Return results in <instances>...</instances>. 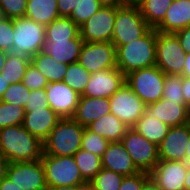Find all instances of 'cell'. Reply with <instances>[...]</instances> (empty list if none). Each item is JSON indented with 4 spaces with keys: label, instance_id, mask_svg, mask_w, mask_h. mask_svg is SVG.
<instances>
[{
    "label": "cell",
    "instance_id": "6da1fadb",
    "mask_svg": "<svg viewBox=\"0 0 190 190\" xmlns=\"http://www.w3.org/2000/svg\"><path fill=\"white\" fill-rule=\"evenodd\" d=\"M0 152L9 163L41 160L43 142L30 134L22 125L0 129Z\"/></svg>",
    "mask_w": 190,
    "mask_h": 190
},
{
    "label": "cell",
    "instance_id": "7a4b0ae2",
    "mask_svg": "<svg viewBox=\"0 0 190 190\" xmlns=\"http://www.w3.org/2000/svg\"><path fill=\"white\" fill-rule=\"evenodd\" d=\"M156 36L157 31L150 28L141 38L116 47L117 68L125 76L156 65Z\"/></svg>",
    "mask_w": 190,
    "mask_h": 190
},
{
    "label": "cell",
    "instance_id": "3957f363",
    "mask_svg": "<svg viewBox=\"0 0 190 190\" xmlns=\"http://www.w3.org/2000/svg\"><path fill=\"white\" fill-rule=\"evenodd\" d=\"M85 127L73 118H61L43 142V153L73 156L80 148Z\"/></svg>",
    "mask_w": 190,
    "mask_h": 190
},
{
    "label": "cell",
    "instance_id": "277c9868",
    "mask_svg": "<svg viewBox=\"0 0 190 190\" xmlns=\"http://www.w3.org/2000/svg\"><path fill=\"white\" fill-rule=\"evenodd\" d=\"M150 28L138 6H117L111 42L115 47L131 43L141 38Z\"/></svg>",
    "mask_w": 190,
    "mask_h": 190
},
{
    "label": "cell",
    "instance_id": "5b68a950",
    "mask_svg": "<svg viewBox=\"0 0 190 190\" xmlns=\"http://www.w3.org/2000/svg\"><path fill=\"white\" fill-rule=\"evenodd\" d=\"M47 187L80 186L88 182L82 177L73 156L42 154Z\"/></svg>",
    "mask_w": 190,
    "mask_h": 190
},
{
    "label": "cell",
    "instance_id": "8992f818",
    "mask_svg": "<svg viewBox=\"0 0 190 190\" xmlns=\"http://www.w3.org/2000/svg\"><path fill=\"white\" fill-rule=\"evenodd\" d=\"M125 82L148 105L162 98L165 73L155 65L130 72L125 76Z\"/></svg>",
    "mask_w": 190,
    "mask_h": 190
},
{
    "label": "cell",
    "instance_id": "52a82bcc",
    "mask_svg": "<svg viewBox=\"0 0 190 190\" xmlns=\"http://www.w3.org/2000/svg\"><path fill=\"white\" fill-rule=\"evenodd\" d=\"M186 52L174 33L157 31L156 66L165 74L182 75Z\"/></svg>",
    "mask_w": 190,
    "mask_h": 190
},
{
    "label": "cell",
    "instance_id": "ba28073f",
    "mask_svg": "<svg viewBox=\"0 0 190 190\" xmlns=\"http://www.w3.org/2000/svg\"><path fill=\"white\" fill-rule=\"evenodd\" d=\"M45 26L27 17L14 19V54L32 57L41 51L45 40Z\"/></svg>",
    "mask_w": 190,
    "mask_h": 190
},
{
    "label": "cell",
    "instance_id": "9c48e42d",
    "mask_svg": "<svg viewBox=\"0 0 190 190\" xmlns=\"http://www.w3.org/2000/svg\"><path fill=\"white\" fill-rule=\"evenodd\" d=\"M121 142L140 171L150 173L154 169L159 161L156 144L150 142L132 128L127 130Z\"/></svg>",
    "mask_w": 190,
    "mask_h": 190
},
{
    "label": "cell",
    "instance_id": "30bf717a",
    "mask_svg": "<svg viewBox=\"0 0 190 190\" xmlns=\"http://www.w3.org/2000/svg\"><path fill=\"white\" fill-rule=\"evenodd\" d=\"M109 100L111 113L129 128H132L145 113L146 104L132 91L126 82Z\"/></svg>",
    "mask_w": 190,
    "mask_h": 190
},
{
    "label": "cell",
    "instance_id": "8fae6325",
    "mask_svg": "<svg viewBox=\"0 0 190 190\" xmlns=\"http://www.w3.org/2000/svg\"><path fill=\"white\" fill-rule=\"evenodd\" d=\"M78 63L91 74L117 68L116 47L112 42H84Z\"/></svg>",
    "mask_w": 190,
    "mask_h": 190
},
{
    "label": "cell",
    "instance_id": "7c38bea8",
    "mask_svg": "<svg viewBox=\"0 0 190 190\" xmlns=\"http://www.w3.org/2000/svg\"><path fill=\"white\" fill-rule=\"evenodd\" d=\"M117 6L104 5L84 25L80 35L84 42H111Z\"/></svg>",
    "mask_w": 190,
    "mask_h": 190
},
{
    "label": "cell",
    "instance_id": "4fadbf2b",
    "mask_svg": "<svg viewBox=\"0 0 190 190\" xmlns=\"http://www.w3.org/2000/svg\"><path fill=\"white\" fill-rule=\"evenodd\" d=\"M6 176L23 190H46L45 169L41 160L9 163Z\"/></svg>",
    "mask_w": 190,
    "mask_h": 190
},
{
    "label": "cell",
    "instance_id": "5bb4252c",
    "mask_svg": "<svg viewBox=\"0 0 190 190\" xmlns=\"http://www.w3.org/2000/svg\"><path fill=\"white\" fill-rule=\"evenodd\" d=\"M125 82V75L118 69H103L92 73L82 96L110 98Z\"/></svg>",
    "mask_w": 190,
    "mask_h": 190
},
{
    "label": "cell",
    "instance_id": "9a60e30c",
    "mask_svg": "<svg viewBox=\"0 0 190 190\" xmlns=\"http://www.w3.org/2000/svg\"><path fill=\"white\" fill-rule=\"evenodd\" d=\"M50 108L61 118H72L76 111L80 95L63 81L49 83L45 88Z\"/></svg>",
    "mask_w": 190,
    "mask_h": 190
},
{
    "label": "cell",
    "instance_id": "2e32d148",
    "mask_svg": "<svg viewBox=\"0 0 190 190\" xmlns=\"http://www.w3.org/2000/svg\"><path fill=\"white\" fill-rule=\"evenodd\" d=\"M187 168L184 161L159 160L149 174L162 190H185Z\"/></svg>",
    "mask_w": 190,
    "mask_h": 190
},
{
    "label": "cell",
    "instance_id": "e0dca14e",
    "mask_svg": "<svg viewBox=\"0 0 190 190\" xmlns=\"http://www.w3.org/2000/svg\"><path fill=\"white\" fill-rule=\"evenodd\" d=\"M190 137V122L169 128L167 135L158 145L159 160L184 161Z\"/></svg>",
    "mask_w": 190,
    "mask_h": 190
},
{
    "label": "cell",
    "instance_id": "ac0fdd59",
    "mask_svg": "<svg viewBox=\"0 0 190 190\" xmlns=\"http://www.w3.org/2000/svg\"><path fill=\"white\" fill-rule=\"evenodd\" d=\"M145 112L148 116L157 118L170 128L190 122V109L186 104H179L164 98L146 105Z\"/></svg>",
    "mask_w": 190,
    "mask_h": 190
},
{
    "label": "cell",
    "instance_id": "d6986e66",
    "mask_svg": "<svg viewBox=\"0 0 190 190\" xmlns=\"http://www.w3.org/2000/svg\"><path fill=\"white\" fill-rule=\"evenodd\" d=\"M101 160L103 168L122 176H131L141 172L134 164L121 141L110 142Z\"/></svg>",
    "mask_w": 190,
    "mask_h": 190
},
{
    "label": "cell",
    "instance_id": "ffe728a7",
    "mask_svg": "<svg viewBox=\"0 0 190 190\" xmlns=\"http://www.w3.org/2000/svg\"><path fill=\"white\" fill-rule=\"evenodd\" d=\"M61 117L51 108L25 112L22 126L33 136L44 142Z\"/></svg>",
    "mask_w": 190,
    "mask_h": 190
},
{
    "label": "cell",
    "instance_id": "44dd1931",
    "mask_svg": "<svg viewBox=\"0 0 190 190\" xmlns=\"http://www.w3.org/2000/svg\"><path fill=\"white\" fill-rule=\"evenodd\" d=\"M84 40L80 33L72 40H44L41 51L50 55L56 62L71 64L78 62Z\"/></svg>",
    "mask_w": 190,
    "mask_h": 190
},
{
    "label": "cell",
    "instance_id": "7402d4cb",
    "mask_svg": "<svg viewBox=\"0 0 190 190\" xmlns=\"http://www.w3.org/2000/svg\"><path fill=\"white\" fill-rule=\"evenodd\" d=\"M190 26V0H173L164 19L154 28L162 33H175Z\"/></svg>",
    "mask_w": 190,
    "mask_h": 190
},
{
    "label": "cell",
    "instance_id": "603a6c76",
    "mask_svg": "<svg viewBox=\"0 0 190 190\" xmlns=\"http://www.w3.org/2000/svg\"><path fill=\"white\" fill-rule=\"evenodd\" d=\"M111 113L109 98H93L80 95L74 116L81 126L86 127L103 115Z\"/></svg>",
    "mask_w": 190,
    "mask_h": 190
},
{
    "label": "cell",
    "instance_id": "cb8c5ba5",
    "mask_svg": "<svg viewBox=\"0 0 190 190\" xmlns=\"http://www.w3.org/2000/svg\"><path fill=\"white\" fill-rule=\"evenodd\" d=\"M86 128L89 131L104 137L109 142L121 141L129 129V127H127L113 113L101 116L87 125Z\"/></svg>",
    "mask_w": 190,
    "mask_h": 190
},
{
    "label": "cell",
    "instance_id": "d4e9b609",
    "mask_svg": "<svg viewBox=\"0 0 190 190\" xmlns=\"http://www.w3.org/2000/svg\"><path fill=\"white\" fill-rule=\"evenodd\" d=\"M25 17L44 26L60 18L57 0H28Z\"/></svg>",
    "mask_w": 190,
    "mask_h": 190
},
{
    "label": "cell",
    "instance_id": "484cf974",
    "mask_svg": "<svg viewBox=\"0 0 190 190\" xmlns=\"http://www.w3.org/2000/svg\"><path fill=\"white\" fill-rule=\"evenodd\" d=\"M30 61L49 83L63 81L68 69V64L56 62L50 55L42 52L33 55Z\"/></svg>",
    "mask_w": 190,
    "mask_h": 190
},
{
    "label": "cell",
    "instance_id": "4316f807",
    "mask_svg": "<svg viewBox=\"0 0 190 190\" xmlns=\"http://www.w3.org/2000/svg\"><path fill=\"white\" fill-rule=\"evenodd\" d=\"M169 128L170 127L157 118L148 116L146 112L136 121L132 127V129H134L137 133L141 134L143 137L157 146L167 135Z\"/></svg>",
    "mask_w": 190,
    "mask_h": 190
},
{
    "label": "cell",
    "instance_id": "83f0119b",
    "mask_svg": "<svg viewBox=\"0 0 190 190\" xmlns=\"http://www.w3.org/2000/svg\"><path fill=\"white\" fill-rule=\"evenodd\" d=\"M30 63V57L10 52L6 58L1 75L9 84L20 83Z\"/></svg>",
    "mask_w": 190,
    "mask_h": 190
},
{
    "label": "cell",
    "instance_id": "f1b7e54d",
    "mask_svg": "<svg viewBox=\"0 0 190 190\" xmlns=\"http://www.w3.org/2000/svg\"><path fill=\"white\" fill-rule=\"evenodd\" d=\"M45 40H72L79 33L80 28L69 18L60 17L45 26Z\"/></svg>",
    "mask_w": 190,
    "mask_h": 190
},
{
    "label": "cell",
    "instance_id": "f546056e",
    "mask_svg": "<svg viewBox=\"0 0 190 190\" xmlns=\"http://www.w3.org/2000/svg\"><path fill=\"white\" fill-rule=\"evenodd\" d=\"M173 0H142L139 7L142 17L151 28H155L163 19Z\"/></svg>",
    "mask_w": 190,
    "mask_h": 190
},
{
    "label": "cell",
    "instance_id": "4dcf8cb0",
    "mask_svg": "<svg viewBox=\"0 0 190 190\" xmlns=\"http://www.w3.org/2000/svg\"><path fill=\"white\" fill-rule=\"evenodd\" d=\"M73 158L81 172L82 177L89 183L103 168L100 156L84 149H79Z\"/></svg>",
    "mask_w": 190,
    "mask_h": 190
},
{
    "label": "cell",
    "instance_id": "1f68e13d",
    "mask_svg": "<svg viewBox=\"0 0 190 190\" xmlns=\"http://www.w3.org/2000/svg\"><path fill=\"white\" fill-rule=\"evenodd\" d=\"M91 73L88 72L78 62L68 65L67 72L64 76L63 82L66 83L79 95H82L88 81L90 80Z\"/></svg>",
    "mask_w": 190,
    "mask_h": 190
},
{
    "label": "cell",
    "instance_id": "d6a6232c",
    "mask_svg": "<svg viewBox=\"0 0 190 190\" xmlns=\"http://www.w3.org/2000/svg\"><path fill=\"white\" fill-rule=\"evenodd\" d=\"M24 116V106L0 101V129L13 125H22Z\"/></svg>",
    "mask_w": 190,
    "mask_h": 190
},
{
    "label": "cell",
    "instance_id": "836d02e7",
    "mask_svg": "<svg viewBox=\"0 0 190 190\" xmlns=\"http://www.w3.org/2000/svg\"><path fill=\"white\" fill-rule=\"evenodd\" d=\"M124 176L102 168L89 182L96 190H119Z\"/></svg>",
    "mask_w": 190,
    "mask_h": 190
},
{
    "label": "cell",
    "instance_id": "e575fe53",
    "mask_svg": "<svg viewBox=\"0 0 190 190\" xmlns=\"http://www.w3.org/2000/svg\"><path fill=\"white\" fill-rule=\"evenodd\" d=\"M103 6L99 0H80L69 18L80 28Z\"/></svg>",
    "mask_w": 190,
    "mask_h": 190
},
{
    "label": "cell",
    "instance_id": "d590c367",
    "mask_svg": "<svg viewBox=\"0 0 190 190\" xmlns=\"http://www.w3.org/2000/svg\"><path fill=\"white\" fill-rule=\"evenodd\" d=\"M162 98L168 101H174L179 104H185L182 93V76L165 74V82Z\"/></svg>",
    "mask_w": 190,
    "mask_h": 190
},
{
    "label": "cell",
    "instance_id": "8d00e7d4",
    "mask_svg": "<svg viewBox=\"0 0 190 190\" xmlns=\"http://www.w3.org/2000/svg\"><path fill=\"white\" fill-rule=\"evenodd\" d=\"M109 141L104 137L89 131L86 127L84 129L81 141V149L87 150L97 156L102 157L106 151Z\"/></svg>",
    "mask_w": 190,
    "mask_h": 190
},
{
    "label": "cell",
    "instance_id": "74e56055",
    "mask_svg": "<svg viewBox=\"0 0 190 190\" xmlns=\"http://www.w3.org/2000/svg\"><path fill=\"white\" fill-rule=\"evenodd\" d=\"M30 90L22 83H13L5 90L0 101L24 106L27 103Z\"/></svg>",
    "mask_w": 190,
    "mask_h": 190
},
{
    "label": "cell",
    "instance_id": "f35d334b",
    "mask_svg": "<svg viewBox=\"0 0 190 190\" xmlns=\"http://www.w3.org/2000/svg\"><path fill=\"white\" fill-rule=\"evenodd\" d=\"M28 0H0V13L6 18L25 17Z\"/></svg>",
    "mask_w": 190,
    "mask_h": 190
},
{
    "label": "cell",
    "instance_id": "ab89813d",
    "mask_svg": "<svg viewBox=\"0 0 190 190\" xmlns=\"http://www.w3.org/2000/svg\"><path fill=\"white\" fill-rule=\"evenodd\" d=\"M14 41V19L0 18V50L13 51Z\"/></svg>",
    "mask_w": 190,
    "mask_h": 190
},
{
    "label": "cell",
    "instance_id": "60d3db41",
    "mask_svg": "<svg viewBox=\"0 0 190 190\" xmlns=\"http://www.w3.org/2000/svg\"><path fill=\"white\" fill-rule=\"evenodd\" d=\"M22 83L31 91L45 89L49 82L31 63L29 64Z\"/></svg>",
    "mask_w": 190,
    "mask_h": 190
},
{
    "label": "cell",
    "instance_id": "b9f144b4",
    "mask_svg": "<svg viewBox=\"0 0 190 190\" xmlns=\"http://www.w3.org/2000/svg\"><path fill=\"white\" fill-rule=\"evenodd\" d=\"M43 108H50L45 89L31 90L27 98V103L24 105L25 112Z\"/></svg>",
    "mask_w": 190,
    "mask_h": 190
},
{
    "label": "cell",
    "instance_id": "7bdbcfd3",
    "mask_svg": "<svg viewBox=\"0 0 190 190\" xmlns=\"http://www.w3.org/2000/svg\"><path fill=\"white\" fill-rule=\"evenodd\" d=\"M150 176L149 173L139 172L135 175L124 176L119 190H141L143 182Z\"/></svg>",
    "mask_w": 190,
    "mask_h": 190
},
{
    "label": "cell",
    "instance_id": "ee69618b",
    "mask_svg": "<svg viewBox=\"0 0 190 190\" xmlns=\"http://www.w3.org/2000/svg\"><path fill=\"white\" fill-rule=\"evenodd\" d=\"M79 3L80 0H57L60 17H69Z\"/></svg>",
    "mask_w": 190,
    "mask_h": 190
},
{
    "label": "cell",
    "instance_id": "f6af8a7d",
    "mask_svg": "<svg viewBox=\"0 0 190 190\" xmlns=\"http://www.w3.org/2000/svg\"><path fill=\"white\" fill-rule=\"evenodd\" d=\"M180 41L182 49L190 53V26L174 33Z\"/></svg>",
    "mask_w": 190,
    "mask_h": 190
},
{
    "label": "cell",
    "instance_id": "bcb514c9",
    "mask_svg": "<svg viewBox=\"0 0 190 190\" xmlns=\"http://www.w3.org/2000/svg\"><path fill=\"white\" fill-rule=\"evenodd\" d=\"M182 93L185 104L190 109V78H182Z\"/></svg>",
    "mask_w": 190,
    "mask_h": 190
},
{
    "label": "cell",
    "instance_id": "7dc6e473",
    "mask_svg": "<svg viewBox=\"0 0 190 190\" xmlns=\"http://www.w3.org/2000/svg\"><path fill=\"white\" fill-rule=\"evenodd\" d=\"M8 164V159L0 152V183L6 177Z\"/></svg>",
    "mask_w": 190,
    "mask_h": 190
},
{
    "label": "cell",
    "instance_id": "c3c4849f",
    "mask_svg": "<svg viewBox=\"0 0 190 190\" xmlns=\"http://www.w3.org/2000/svg\"><path fill=\"white\" fill-rule=\"evenodd\" d=\"M0 190H23L12 182L7 176L0 183Z\"/></svg>",
    "mask_w": 190,
    "mask_h": 190
},
{
    "label": "cell",
    "instance_id": "681fc988",
    "mask_svg": "<svg viewBox=\"0 0 190 190\" xmlns=\"http://www.w3.org/2000/svg\"><path fill=\"white\" fill-rule=\"evenodd\" d=\"M141 190H162L158 184L154 181V179L149 176L142 185Z\"/></svg>",
    "mask_w": 190,
    "mask_h": 190
},
{
    "label": "cell",
    "instance_id": "f907efd6",
    "mask_svg": "<svg viewBox=\"0 0 190 190\" xmlns=\"http://www.w3.org/2000/svg\"><path fill=\"white\" fill-rule=\"evenodd\" d=\"M181 76L182 78H190V53H186L185 64Z\"/></svg>",
    "mask_w": 190,
    "mask_h": 190
},
{
    "label": "cell",
    "instance_id": "816d5d0a",
    "mask_svg": "<svg viewBox=\"0 0 190 190\" xmlns=\"http://www.w3.org/2000/svg\"><path fill=\"white\" fill-rule=\"evenodd\" d=\"M84 185L80 186H55V187H47L46 190H83Z\"/></svg>",
    "mask_w": 190,
    "mask_h": 190
},
{
    "label": "cell",
    "instance_id": "f5cc1de1",
    "mask_svg": "<svg viewBox=\"0 0 190 190\" xmlns=\"http://www.w3.org/2000/svg\"><path fill=\"white\" fill-rule=\"evenodd\" d=\"M10 84L6 81L5 78L0 74V99L2 98L5 90L8 88Z\"/></svg>",
    "mask_w": 190,
    "mask_h": 190
},
{
    "label": "cell",
    "instance_id": "db71d44e",
    "mask_svg": "<svg viewBox=\"0 0 190 190\" xmlns=\"http://www.w3.org/2000/svg\"><path fill=\"white\" fill-rule=\"evenodd\" d=\"M103 5L123 6L124 0H99Z\"/></svg>",
    "mask_w": 190,
    "mask_h": 190
},
{
    "label": "cell",
    "instance_id": "11a10c76",
    "mask_svg": "<svg viewBox=\"0 0 190 190\" xmlns=\"http://www.w3.org/2000/svg\"><path fill=\"white\" fill-rule=\"evenodd\" d=\"M8 53L7 51H4V50H0V74L2 72V69L4 68V65L6 63V58L8 56Z\"/></svg>",
    "mask_w": 190,
    "mask_h": 190
},
{
    "label": "cell",
    "instance_id": "9f6ffc18",
    "mask_svg": "<svg viewBox=\"0 0 190 190\" xmlns=\"http://www.w3.org/2000/svg\"><path fill=\"white\" fill-rule=\"evenodd\" d=\"M185 190H190V164H188L187 174L184 180Z\"/></svg>",
    "mask_w": 190,
    "mask_h": 190
},
{
    "label": "cell",
    "instance_id": "6f0895ef",
    "mask_svg": "<svg viewBox=\"0 0 190 190\" xmlns=\"http://www.w3.org/2000/svg\"><path fill=\"white\" fill-rule=\"evenodd\" d=\"M185 162L187 164H190V137H189V141L187 142V149H186V153H185Z\"/></svg>",
    "mask_w": 190,
    "mask_h": 190
},
{
    "label": "cell",
    "instance_id": "680465c9",
    "mask_svg": "<svg viewBox=\"0 0 190 190\" xmlns=\"http://www.w3.org/2000/svg\"><path fill=\"white\" fill-rule=\"evenodd\" d=\"M142 0H124V5H134L137 6Z\"/></svg>",
    "mask_w": 190,
    "mask_h": 190
},
{
    "label": "cell",
    "instance_id": "91938a15",
    "mask_svg": "<svg viewBox=\"0 0 190 190\" xmlns=\"http://www.w3.org/2000/svg\"><path fill=\"white\" fill-rule=\"evenodd\" d=\"M83 190H96V189L92 185L87 183L86 185H84Z\"/></svg>",
    "mask_w": 190,
    "mask_h": 190
}]
</instances>
